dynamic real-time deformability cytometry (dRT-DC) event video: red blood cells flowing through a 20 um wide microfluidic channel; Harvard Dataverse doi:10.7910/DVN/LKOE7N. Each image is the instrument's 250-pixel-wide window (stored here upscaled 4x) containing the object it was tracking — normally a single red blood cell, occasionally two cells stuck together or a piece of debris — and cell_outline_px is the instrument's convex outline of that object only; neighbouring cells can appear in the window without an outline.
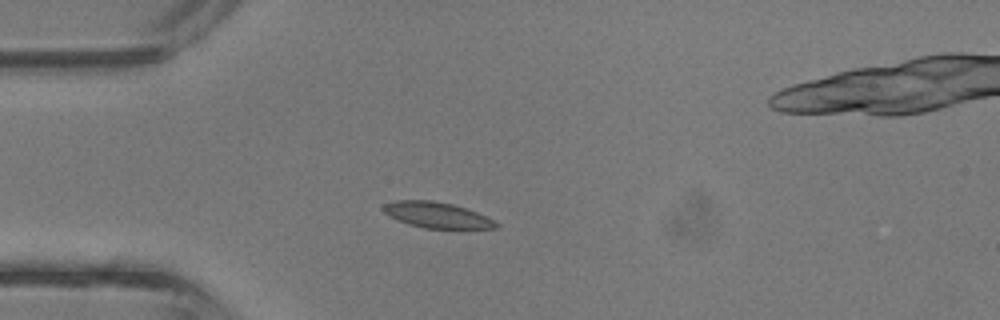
{"species": "common noctule bat (a hibernating species)", "species_latin": "Nyctalus noctula", "temperature_condition": "room temperature", "stored_images_in_passage": 2, "camera_frame_rate_fps": 3000, "um_per_image_px": 0.085, "animal": {"sex": "male", "body_mass_g": 13.3}, "frame": {"image": 1, "passage_image": 2, "time_ms": 0.333, "image_size_px": [1000, 320], "cell_outline_px": [[500, 228], [424, 228], [408, 224], [384, 212], [380, 208], [384, 204], [396, 200], [432, 200], [452, 204], [476, 212], [500, 224]], "centroid_in_image_um": [37.12, 18.27], "position_along_channel_um": 47.9, "area_um2": 16.65}}